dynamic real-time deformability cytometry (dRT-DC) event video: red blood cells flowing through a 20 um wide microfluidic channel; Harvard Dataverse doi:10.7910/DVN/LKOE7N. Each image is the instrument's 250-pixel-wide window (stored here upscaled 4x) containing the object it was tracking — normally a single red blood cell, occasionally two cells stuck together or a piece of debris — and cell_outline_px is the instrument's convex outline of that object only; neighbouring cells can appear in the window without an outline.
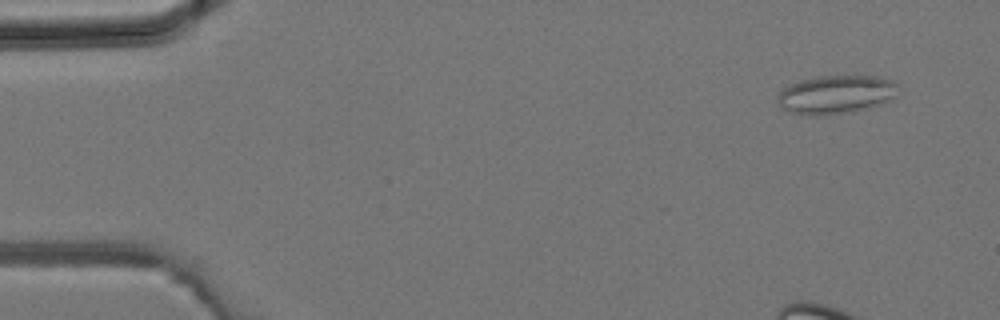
{"species": "common noctule bat (a hibernating species)", "species_latin": "Nyctalus noctula", "temperature_condition": "room temperature", "stored_images_in_passage": 3, "camera_frame_rate_fps": 3000, "um_per_image_px": 0.085, "animal": {"sex": "male", "body_mass_g": 19.2, "forearm_length_mm": 51.8}, "frame": {"image": 1, "passage_image": 1, "time_ms": 0.0, "image_size_px": [1000, 320], "cell_outline_px": [[896, 96], [892, 100], [868, 108], [844, 112], [808, 116], [788, 112], [776, 100], [776, 96], [784, 88], [800, 80], [816, 76], [876, 76], [892, 80], [896, 84]], "centroid_in_image_um": [71.04, 8.03], "position_along_channel_um": 14.0, "area_um2": 26.88}}